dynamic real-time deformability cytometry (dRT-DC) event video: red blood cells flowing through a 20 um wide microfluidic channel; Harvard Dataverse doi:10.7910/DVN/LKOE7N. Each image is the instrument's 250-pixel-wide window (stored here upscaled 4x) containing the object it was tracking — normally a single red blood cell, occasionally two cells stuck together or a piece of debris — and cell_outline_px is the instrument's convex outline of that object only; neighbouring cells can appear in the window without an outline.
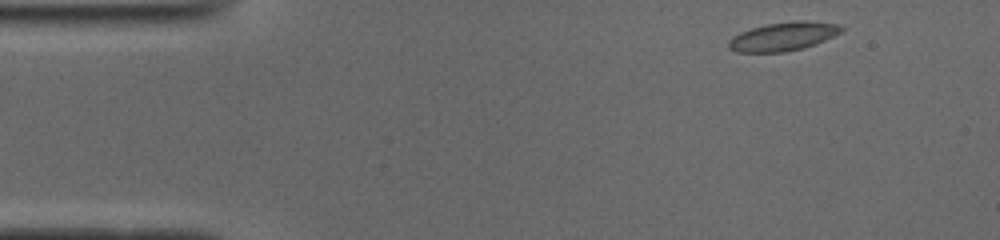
{"species": "common noctule bat (a hibernating species)", "species_latin": "Nyctalus noctula", "temperature_condition": "cold", "stored_images_in_passage": 47, "camera_frame_rate_fps": 3000, "um_per_image_px": 0.085, "animal": {"sex": "male", "body_mass_g": 19.0, "forearm_length_mm": 50.8}, "frame": {"image": 1, "passage_image": 2, "time_ms": 0.333, "image_size_px": [1000, 240], "cell_outline_px": [[844, 32], [816, 44], [804, 48], [784, 52], [736, 52], [728, 48], [728, 40], [732, 36], [740, 32], [752, 28], [768, 24], [800, 20], [804, 20], [840, 24], [844, 28]], "centroid_in_image_um": [66.61, 3.1], "position_along_channel_um": 18.4, "area_um2": 19.02}}
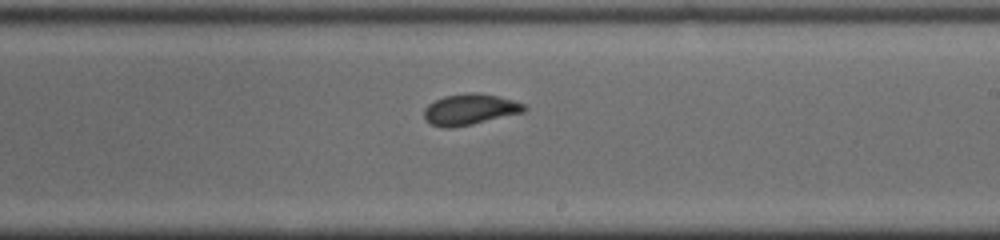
{"frame": {"image": 2, "passage_image": 26, "time_ms": 8.333, "image_size_px": [1000, 240], "cell_outline_px": [[528, 108], [524, 112], [472, 124], [452, 128], [444, 128], [432, 124], [424, 116], [424, 108], [428, 104], [444, 96], [468, 92], [476, 92], [496, 96], [512, 100], [524, 104]], "centroid_in_image_um": [39.94, 9.29], "position_along_channel_um": 249.1, "area_um2": 17.92}}
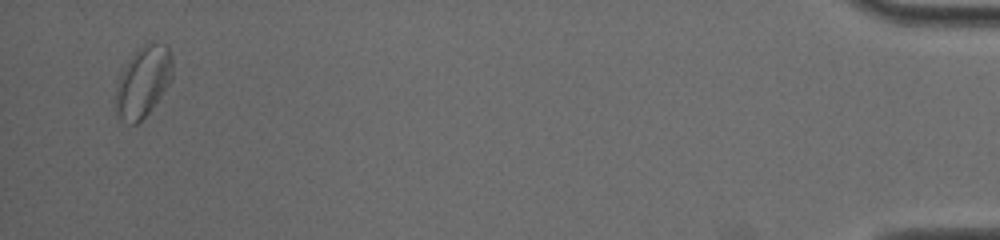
{"frame": {"image": 3, "passage_image": 46, "time_ms": 15.0, "image_size_px": [1000, 240], "cell_outline_px": [[172, 76], [164, 92], [148, 112], [136, 124], [132, 124], [120, 116], [116, 108], [116, 88], [120, 72], [136, 48], [144, 44], [168, 44], [172, 52]], "centroid_in_image_um": [12.18, 6.87], "position_along_channel_um": 423.0, "area_um2": 23.18}, "authors_computed_cell_mechanics": {"area_um2": 18.207, "velocity_mm_per_s": 3.8971, "shape_relaxation_time_tau1_ms": 2.3181, "shape_relaxation_time_tau2_ms": 1.8902, "deformation_change_tau1": 0.0769, "deformation_change_tau2": 0.0522}}